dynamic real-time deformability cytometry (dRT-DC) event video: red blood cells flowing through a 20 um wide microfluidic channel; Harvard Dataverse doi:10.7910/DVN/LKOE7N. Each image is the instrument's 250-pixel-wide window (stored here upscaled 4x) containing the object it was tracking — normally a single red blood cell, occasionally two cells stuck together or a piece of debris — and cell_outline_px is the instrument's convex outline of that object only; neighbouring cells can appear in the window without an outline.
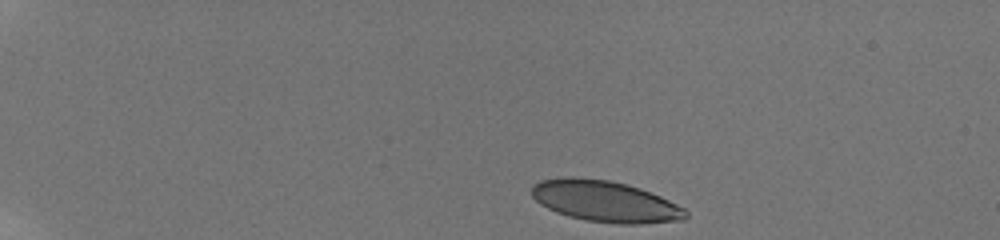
{"species": "human", "species_latin": "Homo sapiens", "temperature_condition": "room temperature", "stored_images_in_passage": 42, "camera_frame_rate_fps": 3000, "um_per_image_px": 0.085, "donor": {"sex": "male"}, "frame": {"image": 1, "passage_image": 1, "time_ms": 0.0, "image_size_px": [1000, 240], "cell_outline_px": [[688, 216], [684, 220], [640, 224], [616, 224], [584, 220], [568, 216], [556, 212], [540, 204], [532, 196], [532, 184], [540, 180], [564, 176], [572, 176], [608, 180], [628, 184], [640, 188], [660, 196], [684, 208], [688, 212]], "centroid_in_image_um": [51.43, 17.11], "position_along_channel_um": 33.6, "area_um2": 37.28}}
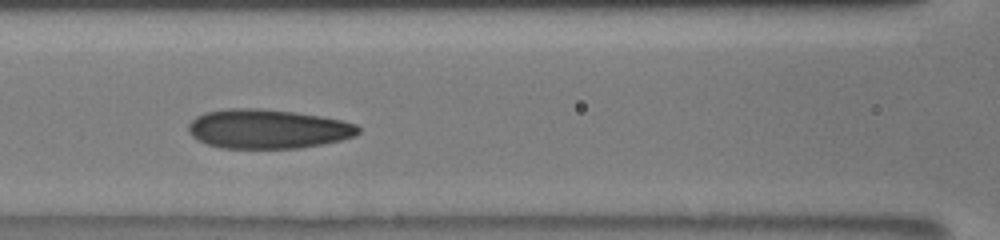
{"frame": {"image": 2, "passage_image": 17, "time_ms": 5.667, "image_size_px": [1000, 240], "cell_outline_px": [[360, 132], [356, 136], [340, 140], [300, 148], [220, 148], [208, 144], [192, 136], [188, 132], [188, 124], [196, 116], [204, 112], [228, 108], [260, 108], [292, 112], [320, 116], [340, 120], [356, 124], [360, 128]], "centroid_in_image_um": [22.74, 10.95], "position_along_channel_um": 143.9, "area_um2": 38.84}}
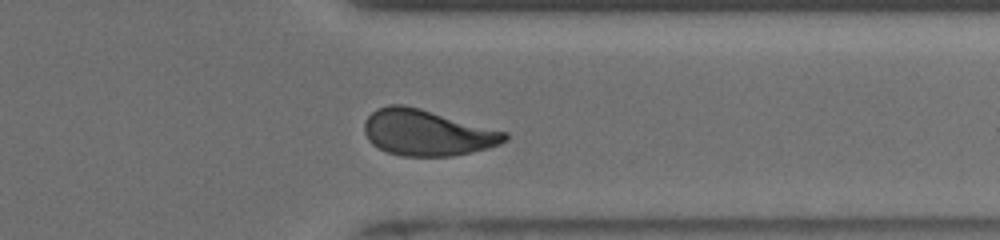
{"frame": {"image": 3, "passage_image": 34, "time_ms": 11.667, "image_size_px": [1000, 240], "cell_outline_px": [[508, 140], [500, 144], [488, 148], [472, 152], [452, 156], [404, 156], [388, 152], [372, 144], [368, 140], [364, 132], [364, 124], [368, 116], [376, 108], [388, 104], [404, 104], [420, 108], [508, 132]], "centroid_in_image_um": [36.31, 11.27], "position_along_channel_um": 375.1, "area_um2": 37.8}, "authors_computed_cell_mechanics": {"area_um2": 37.7723, "velocity_mm_per_s": 3.8572, "shape_relaxation_time_tau1_ms": null, "shape_relaxation_time_tau2_ms": 1.3098, "deformation_change_tau1": null, "deformation_change_tau2": 0.0834}}